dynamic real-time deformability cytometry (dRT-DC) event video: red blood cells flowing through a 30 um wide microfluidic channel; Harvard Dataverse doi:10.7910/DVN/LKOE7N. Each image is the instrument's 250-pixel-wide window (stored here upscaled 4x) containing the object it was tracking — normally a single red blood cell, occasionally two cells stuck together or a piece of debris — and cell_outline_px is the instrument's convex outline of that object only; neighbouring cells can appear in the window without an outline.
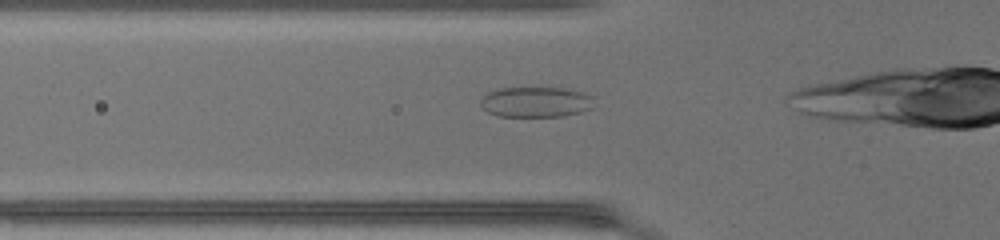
{"species": "common noctule bat (a hibernating species)", "species_latin": "Nyctalus noctula", "temperature_condition": "warm", "stored_images_in_passage": 33, "camera_frame_rate_fps": 3000, "um_per_image_px": 0.085, "animal": {"sex": "female", "body_mass_g": 17.0, "forearm_length_mm": 48.0}, "frame": {"image": 1, "passage_image": 8, "time_ms": 2.333, "image_size_px": [1000, 240], "cell_outline_px": [[596, 96], [592, 108], [580, 112], [564, 116], [496, 116], [488, 112], [480, 104], [480, 100], [488, 92], [500, 88], [564, 88], [584, 92]], "centroid_in_image_um": [45.6, 8.66], "position_along_channel_um": 80.2, "area_um2": 20.29}}
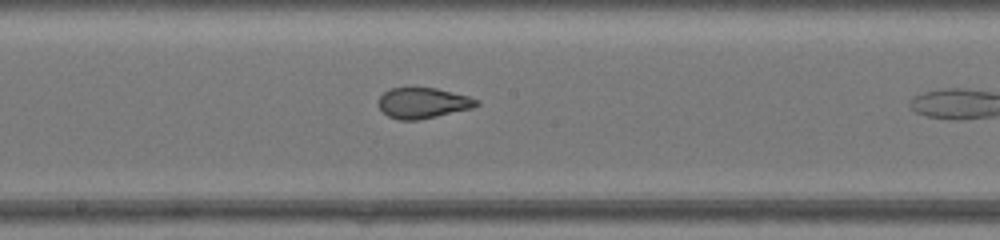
{"frame": {"image": 2, "passage_image": 17, "time_ms": 5.333, "image_size_px": [1000, 240], "cell_outline_px": [[480, 104], [472, 108], [436, 116], [416, 120], [400, 120], [388, 116], [380, 108], [380, 96], [384, 92], [392, 88], [436, 88], [468, 96], [480, 100]], "centroid_in_image_um": [35.98, 8.75], "position_along_channel_um": 212.2, "area_um2": 17.22}}
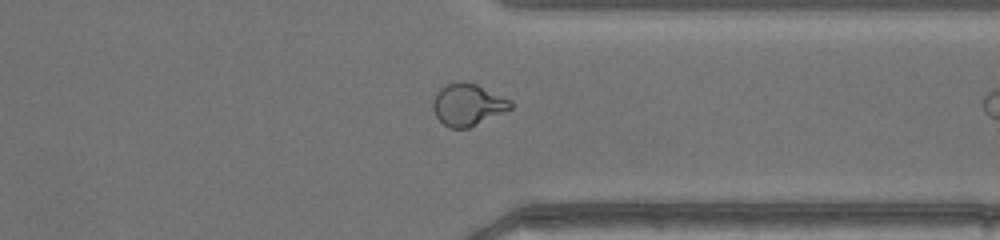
{"frame": {"image": 3, "passage_image": 28, "time_ms": 9.0, "image_size_px": [1000, 240], "cell_outline_px": [[512, 108], [468, 128], [448, 128], [436, 116], [432, 108], [432, 100], [436, 92], [440, 88], [448, 84], [460, 80], [464, 80], [476, 84], [512, 100]], "centroid_in_image_um": [39.73, 8.88], "position_along_channel_um": 371.7, "area_um2": 19.02}, "authors_computed_cell_mechanics": {"area_um2": 18.496, "velocity_mm_per_s": 4.3723, "shape_relaxation_time_tau1_ms": null, "shape_relaxation_time_tau2_ms": 0.6257, "deformation_change_tau1": null, "deformation_change_tau2": 0.0674}}